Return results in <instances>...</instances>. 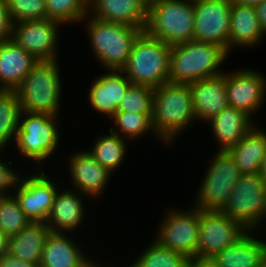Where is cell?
<instances>
[{
	"mask_svg": "<svg viewBox=\"0 0 266 267\" xmlns=\"http://www.w3.org/2000/svg\"><path fill=\"white\" fill-rule=\"evenodd\" d=\"M64 190L57 191L45 224L49 227L50 232L69 234L81 226L85 219V205L82 200L84 194H78V191L75 193L73 188L68 191Z\"/></svg>",
	"mask_w": 266,
	"mask_h": 267,
	"instance_id": "7402d4cb",
	"label": "cell"
},
{
	"mask_svg": "<svg viewBox=\"0 0 266 267\" xmlns=\"http://www.w3.org/2000/svg\"><path fill=\"white\" fill-rule=\"evenodd\" d=\"M255 10L260 27L266 35V0L257 5Z\"/></svg>",
	"mask_w": 266,
	"mask_h": 267,
	"instance_id": "ab89813d",
	"label": "cell"
},
{
	"mask_svg": "<svg viewBox=\"0 0 266 267\" xmlns=\"http://www.w3.org/2000/svg\"><path fill=\"white\" fill-rule=\"evenodd\" d=\"M107 72L93 81L88 100L94 110L110 119L118 111V105L132 83L122 70L111 69Z\"/></svg>",
	"mask_w": 266,
	"mask_h": 267,
	"instance_id": "d6986e66",
	"label": "cell"
},
{
	"mask_svg": "<svg viewBox=\"0 0 266 267\" xmlns=\"http://www.w3.org/2000/svg\"><path fill=\"white\" fill-rule=\"evenodd\" d=\"M151 117L152 114L117 111L110 119L114 121L113 123H115L117 129L119 128V131L117 129L114 131L113 127H110V131L127 140H135L144 136L143 134L154 133Z\"/></svg>",
	"mask_w": 266,
	"mask_h": 267,
	"instance_id": "4dcf8cb0",
	"label": "cell"
},
{
	"mask_svg": "<svg viewBox=\"0 0 266 267\" xmlns=\"http://www.w3.org/2000/svg\"><path fill=\"white\" fill-rule=\"evenodd\" d=\"M163 217L157 232V240L163 247L185 255L189 259L197 257L199 236V209L189 211L170 210Z\"/></svg>",
	"mask_w": 266,
	"mask_h": 267,
	"instance_id": "30bf717a",
	"label": "cell"
},
{
	"mask_svg": "<svg viewBox=\"0 0 266 267\" xmlns=\"http://www.w3.org/2000/svg\"><path fill=\"white\" fill-rule=\"evenodd\" d=\"M0 267H39V264L23 261L7 253L0 256Z\"/></svg>",
	"mask_w": 266,
	"mask_h": 267,
	"instance_id": "74e56055",
	"label": "cell"
},
{
	"mask_svg": "<svg viewBox=\"0 0 266 267\" xmlns=\"http://www.w3.org/2000/svg\"><path fill=\"white\" fill-rule=\"evenodd\" d=\"M126 139L109 130V135L97 137L91 151L88 152L94 159L110 173L117 170L125 160L127 151Z\"/></svg>",
	"mask_w": 266,
	"mask_h": 267,
	"instance_id": "83f0119b",
	"label": "cell"
},
{
	"mask_svg": "<svg viewBox=\"0 0 266 267\" xmlns=\"http://www.w3.org/2000/svg\"><path fill=\"white\" fill-rule=\"evenodd\" d=\"M58 117L59 115L21 112L15 146L23 157L43 163L54 154L60 142Z\"/></svg>",
	"mask_w": 266,
	"mask_h": 267,
	"instance_id": "52a82bcc",
	"label": "cell"
},
{
	"mask_svg": "<svg viewBox=\"0 0 266 267\" xmlns=\"http://www.w3.org/2000/svg\"><path fill=\"white\" fill-rule=\"evenodd\" d=\"M265 194L266 184L259 173L242 174L221 211L245 230L255 231L262 228Z\"/></svg>",
	"mask_w": 266,
	"mask_h": 267,
	"instance_id": "9c48e42d",
	"label": "cell"
},
{
	"mask_svg": "<svg viewBox=\"0 0 266 267\" xmlns=\"http://www.w3.org/2000/svg\"><path fill=\"white\" fill-rule=\"evenodd\" d=\"M266 219V194H265V202H264V209L262 212V221Z\"/></svg>",
	"mask_w": 266,
	"mask_h": 267,
	"instance_id": "ee69618b",
	"label": "cell"
},
{
	"mask_svg": "<svg viewBox=\"0 0 266 267\" xmlns=\"http://www.w3.org/2000/svg\"><path fill=\"white\" fill-rule=\"evenodd\" d=\"M21 112L15 90H0V151L16 138Z\"/></svg>",
	"mask_w": 266,
	"mask_h": 267,
	"instance_id": "f1b7e54d",
	"label": "cell"
},
{
	"mask_svg": "<svg viewBox=\"0 0 266 267\" xmlns=\"http://www.w3.org/2000/svg\"><path fill=\"white\" fill-rule=\"evenodd\" d=\"M185 1L195 4V3H198V2H201V1H204V0H185Z\"/></svg>",
	"mask_w": 266,
	"mask_h": 267,
	"instance_id": "f6af8a7d",
	"label": "cell"
},
{
	"mask_svg": "<svg viewBox=\"0 0 266 267\" xmlns=\"http://www.w3.org/2000/svg\"><path fill=\"white\" fill-rule=\"evenodd\" d=\"M58 60H40L15 90L22 112L58 115L61 79Z\"/></svg>",
	"mask_w": 266,
	"mask_h": 267,
	"instance_id": "3957f363",
	"label": "cell"
},
{
	"mask_svg": "<svg viewBox=\"0 0 266 267\" xmlns=\"http://www.w3.org/2000/svg\"><path fill=\"white\" fill-rule=\"evenodd\" d=\"M260 267H266V258L265 260L263 261L262 265Z\"/></svg>",
	"mask_w": 266,
	"mask_h": 267,
	"instance_id": "bcb514c9",
	"label": "cell"
},
{
	"mask_svg": "<svg viewBox=\"0 0 266 267\" xmlns=\"http://www.w3.org/2000/svg\"><path fill=\"white\" fill-rule=\"evenodd\" d=\"M259 174L261 175L262 179L264 180V183L266 184V155L262 159Z\"/></svg>",
	"mask_w": 266,
	"mask_h": 267,
	"instance_id": "7bdbcfd3",
	"label": "cell"
},
{
	"mask_svg": "<svg viewBox=\"0 0 266 267\" xmlns=\"http://www.w3.org/2000/svg\"><path fill=\"white\" fill-rule=\"evenodd\" d=\"M171 46L142 31L122 71L132 84L157 88L169 82Z\"/></svg>",
	"mask_w": 266,
	"mask_h": 267,
	"instance_id": "277c9868",
	"label": "cell"
},
{
	"mask_svg": "<svg viewBox=\"0 0 266 267\" xmlns=\"http://www.w3.org/2000/svg\"><path fill=\"white\" fill-rule=\"evenodd\" d=\"M11 164L12 161H9L8 164H6V162L4 163V161L0 159V197L12 195L10 189L15 190L14 187H16L21 178L19 172L17 174V172L10 167ZM7 191H9L10 194Z\"/></svg>",
	"mask_w": 266,
	"mask_h": 267,
	"instance_id": "d590c367",
	"label": "cell"
},
{
	"mask_svg": "<svg viewBox=\"0 0 266 267\" xmlns=\"http://www.w3.org/2000/svg\"><path fill=\"white\" fill-rule=\"evenodd\" d=\"M265 76L259 71L240 69L225 73L228 105L253 117L261 108L266 96ZM258 109V110H257Z\"/></svg>",
	"mask_w": 266,
	"mask_h": 267,
	"instance_id": "9a60e30c",
	"label": "cell"
},
{
	"mask_svg": "<svg viewBox=\"0 0 266 267\" xmlns=\"http://www.w3.org/2000/svg\"><path fill=\"white\" fill-rule=\"evenodd\" d=\"M247 231L234 244L217 253L213 259L220 267H260L266 258V241Z\"/></svg>",
	"mask_w": 266,
	"mask_h": 267,
	"instance_id": "603a6c76",
	"label": "cell"
},
{
	"mask_svg": "<svg viewBox=\"0 0 266 267\" xmlns=\"http://www.w3.org/2000/svg\"><path fill=\"white\" fill-rule=\"evenodd\" d=\"M232 0H204L194 4V40L209 42L228 52Z\"/></svg>",
	"mask_w": 266,
	"mask_h": 267,
	"instance_id": "5bb4252c",
	"label": "cell"
},
{
	"mask_svg": "<svg viewBox=\"0 0 266 267\" xmlns=\"http://www.w3.org/2000/svg\"><path fill=\"white\" fill-rule=\"evenodd\" d=\"M30 223L13 195L0 197V229L5 234L16 235Z\"/></svg>",
	"mask_w": 266,
	"mask_h": 267,
	"instance_id": "d6a6232c",
	"label": "cell"
},
{
	"mask_svg": "<svg viewBox=\"0 0 266 267\" xmlns=\"http://www.w3.org/2000/svg\"><path fill=\"white\" fill-rule=\"evenodd\" d=\"M188 263V257L154 240L129 267H188Z\"/></svg>",
	"mask_w": 266,
	"mask_h": 267,
	"instance_id": "f546056e",
	"label": "cell"
},
{
	"mask_svg": "<svg viewBox=\"0 0 266 267\" xmlns=\"http://www.w3.org/2000/svg\"><path fill=\"white\" fill-rule=\"evenodd\" d=\"M263 1L264 0H232V2H235L237 4L244 5V6H250V7H256L257 5H259Z\"/></svg>",
	"mask_w": 266,
	"mask_h": 267,
	"instance_id": "b9f144b4",
	"label": "cell"
},
{
	"mask_svg": "<svg viewBox=\"0 0 266 267\" xmlns=\"http://www.w3.org/2000/svg\"><path fill=\"white\" fill-rule=\"evenodd\" d=\"M209 165L194 207L221 211L242 174L228 150H218Z\"/></svg>",
	"mask_w": 266,
	"mask_h": 267,
	"instance_id": "ba28073f",
	"label": "cell"
},
{
	"mask_svg": "<svg viewBox=\"0 0 266 267\" xmlns=\"http://www.w3.org/2000/svg\"><path fill=\"white\" fill-rule=\"evenodd\" d=\"M188 267H220L213 258L195 257L189 259Z\"/></svg>",
	"mask_w": 266,
	"mask_h": 267,
	"instance_id": "f35d334b",
	"label": "cell"
},
{
	"mask_svg": "<svg viewBox=\"0 0 266 267\" xmlns=\"http://www.w3.org/2000/svg\"><path fill=\"white\" fill-rule=\"evenodd\" d=\"M144 31L175 46L194 39V4L185 0H152L148 3Z\"/></svg>",
	"mask_w": 266,
	"mask_h": 267,
	"instance_id": "5b68a950",
	"label": "cell"
},
{
	"mask_svg": "<svg viewBox=\"0 0 266 267\" xmlns=\"http://www.w3.org/2000/svg\"><path fill=\"white\" fill-rule=\"evenodd\" d=\"M47 18L66 24L87 18L88 0H45Z\"/></svg>",
	"mask_w": 266,
	"mask_h": 267,
	"instance_id": "1f68e13d",
	"label": "cell"
},
{
	"mask_svg": "<svg viewBox=\"0 0 266 267\" xmlns=\"http://www.w3.org/2000/svg\"><path fill=\"white\" fill-rule=\"evenodd\" d=\"M88 13L100 20L141 28L147 22L146 0H88Z\"/></svg>",
	"mask_w": 266,
	"mask_h": 267,
	"instance_id": "ac0fdd59",
	"label": "cell"
},
{
	"mask_svg": "<svg viewBox=\"0 0 266 267\" xmlns=\"http://www.w3.org/2000/svg\"><path fill=\"white\" fill-rule=\"evenodd\" d=\"M251 118L244 111L230 106L212 117L207 123L212 125L213 134L220 144L219 150L237 145L255 125Z\"/></svg>",
	"mask_w": 266,
	"mask_h": 267,
	"instance_id": "cb8c5ba5",
	"label": "cell"
},
{
	"mask_svg": "<svg viewBox=\"0 0 266 267\" xmlns=\"http://www.w3.org/2000/svg\"><path fill=\"white\" fill-rule=\"evenodd\" d=\"M241 174L259 173L266 155V132L254 125L237 144L228 149Z\"/></svg>",
	"mask_w": 266,
	"mask_h": 267,
	"instance_id": "484cf974",
	"label": "cell"
},
{
	"mask_svg": "<svg viewBox=\"0 0 266 267\" xmlns=\"http://www.w3.org/2000/svg\"><path fill=\"white\" fill-rule=\"evenodd\" d=\"M196 114L189 84L164 83L154 88L151 123L155 138L165 146L188 129Z\"/></svg>",
	"mask_w": 266,
	"mask_h": 267,
	"instance_id": "6da1fadb",
	"label": "cell"
},
{
	"mask_svg": "<svg viewBox=\"0 0 266 267\" xmlns=\"http://www.w3.org/2000/svg\"><path fill=\"white\" fill-rule=\"evenodd\" d=\"M67 233L50 232L44 242L39 267H91L88 258Z\"/></svg>",
	"mask_w": 266,
	"mask_h": 267,
	"instance_id": "ffe728a7",
	"label": "cell"
},
{
	"mask_svg": "<svg viewBox=\"0 0 266 267\" xmlns=\"http://www.w3.org/2000/svg\"><path fill=\"white\" fill-rule=\"evenodd\" d=\"M96 262H97V261H95V263H94L91 267H96Z\"/></svg>",
	"mask_w": 266,
	"mask_h": 267,
	"instance_id": "7dc6e473",
	"label": "cell"
},
{
	"mask_svg": "<svg viewBox=\"0 0 266 267\" xmlns=\"http://www.w3.org/2000/svg\"><path fill=\"white\" fill-rule=\"evenodd\" d=\"M13 22L7 11L5 0H0V43L11 39Z\"/></svg>",
	"mask_w": 266,
	"mask_h": 267,
	"instance_id": "8d00e7d4",
	"label": "cell"
},
{
	"mask_svg": "<svg viewBox=\"0 0 266 267\" xmlns=\"http://www.w3.org/2000/svg\"><path fill=\"white\" fill-rule=\"evenodd\" d=\"M246 232L247 230L223 211L199 209L197 257L213 258Z\"/></svg>",
	"mask_w": 266,
	"mask_h": 267,
	"instance_id": "8fae6325",
	"label": "cell"
},
{
	"mask_svg": "<svg viewBox=\"0 0 266 267\" xmlns=\"http://www.w3.org/2000/svg\"><path fill=\"white\" fill-rule=\"evenodd\" d=\"M13 23L47 18L45 0H5Z\"/></svg>",
	"mask_w": 266,
	"mask_h": 267,
	"instance_id": "e575fe53",
	"label": "cell"
},
{
	"mask_svg": "<svg viewBox=\"0 0 266 267\" xmlns=\"http://www.w3.org/2000/svg\"><path fill=\"white\" fill-rule=\"evenodd\" d=\"M49 227L45 223L31 222L25 229L9 239V253L26 262L39 264Z\"/></svg>",
	"mask_w": 266,
	"mask_h": 267,
	"instance_id": "4316f807",
	"label": "cell"
},
{
	"mask_svg": "<svg viewBox=\"0 0 266 267\" xmlns=\"http://www.w3.org/2000/svg\"><path fill=\"white\" fill-rule=\"evenodd\" d=\"M70 177L73 188L88 197H98L105 191L111 173L101 166L88 151H81L69 157Z\"/></svg>",
	"mask_w": 266,
	"mask_h": 267,
	"instance_id": "2e32d148",
	"label": "cell"
},
{
	"mask_svg": "<svg viewBox=\"0 0 266 267\" xmlns=\"http://www.w3.org/2000/svg\"><path fill=\"white\" fill-rule=\"evenodd\" d=\"M197 120L208 122L228 107L225 72L189 83Z\"/></svg>",
	"mask_w": 266,
	"mask_h": 267,
	"instance_id": "e0dca14e",
	"label": "cell"
},
{
	"mask_svg": "<svg viewBox=\"0 0 266 267\" xmlns=\"http://www.w3.org/2000/svg\"><path fill=\"white\" fill-rule=\"evenodd\" d=\"M10 237L0 229V256L9 253Z\"/></svg>",
	"mask_w": 266,
	"mask_h": 267,
	"instance_id": "60d3db41",
	"label": "cell"
},
{
	"mask_svg": "<svg viewBox=\"0 0 266 267\" xmlns=\"http://www.w3.org/2000/svg\"><path fill=\"white\" fill-rule=\"evenodd\" d=\"M39 173V174H38ZM33 173L19 179L13 196L26 217L33 223H45L53 207L56 183L45 172Z\"/></svg>",
	"mask_w": 266,
	"mask_h": 267,
	"instance_id": "7c38bea8",
	"label": "cell"
},
{
	"mask_svg": "<svg viewBox=\"0 0 266 267\" xmlns=\"http://www.w3.org/2000/svg\"><path fill=\"white\" fill-rule=\"evenodd\" d=\"M153 94L154 89L151 87L132 84L119 103L118 111L152 114Z\"/></svg>",
	"mask_w": 266,
	"mask_h": 267,
	"instance_id": "836d02e7",
	"label": "cell"
},
{
	"mask_svg": "<svg viewBox=\"0 0 266 267\" xmlns=\"http://www.w3.org/2000/svg\"><path fill=\"white\" fill-rule=\"evenodd\" d=\"M62 24L48 18L23 20L13 23L11 39L38 61L57 58L58 26Z\"/></svg>",
	"mask_w": 266,
	"mask_h": 267,
	"instance_id": "4fadbf2b",
	"label": "cell"
},
{
	"mask_svg": "<svg viewBox=\"0 0 266 267\" xmlns=\"http://www.w3.org/2000/svg\"><path fill=\"white\" fill-rule=\"evenodd\" d=\"M87 34L93 53L107 70H122L126 65L133 42L143 31L127 24L108 22L90 17Z\"/></svg>",
	"mask_w": 266,
	"mask_h": 267,
	"instance_id": "8992f818",
	"label": "cell"
},
{
	"mask_svg": "<svg viewBox=\"0 0 266 267\" xmlns=\"http://www.w3.org/2000/svg\"><path fill=\"white\" fill-rule=\"evenodd\" d=\"M228 55L229 53L217 44L194 39L171 46L169 82L189 84L219 75L225 72L220 68Z\"/></svg>",
	"mask_w": 266,
	"mask_h": 267,
	"instance_id": "7a4b0ae2",
	"label": "cell"
},
{
	"mask_svg": "<svg viewBox=\"0 0 266 267\" xmlns=\"http://www.w3.org/2000/svg\"><path fill=\"white\" fill-rule=\"evenodd\" d=\"M263 36L265 34L258 22L255 7L232 2L228 53L236 46L254 47L260 43Z\"/></svg>",
	"mask_w": 266,
	"mask_h": 267,
	"instance_id": "d4e9b609",
	"label": "cell"
},
{
	"mask_svg": "<svg viewBox=\"0 0 266 267\" xmlns=\"http://www.w3.org/2000/svg\"><path fill=\"white\" fill-rule=\"evenodd\" d=\"M38 60L12 39L0 43V90H16Z\"/></svg>",
	"mask_w": 266,
	"mask_h": 267,
	"instance_id": "44dd1931",
	"label": "cell"
}]
</instances>
